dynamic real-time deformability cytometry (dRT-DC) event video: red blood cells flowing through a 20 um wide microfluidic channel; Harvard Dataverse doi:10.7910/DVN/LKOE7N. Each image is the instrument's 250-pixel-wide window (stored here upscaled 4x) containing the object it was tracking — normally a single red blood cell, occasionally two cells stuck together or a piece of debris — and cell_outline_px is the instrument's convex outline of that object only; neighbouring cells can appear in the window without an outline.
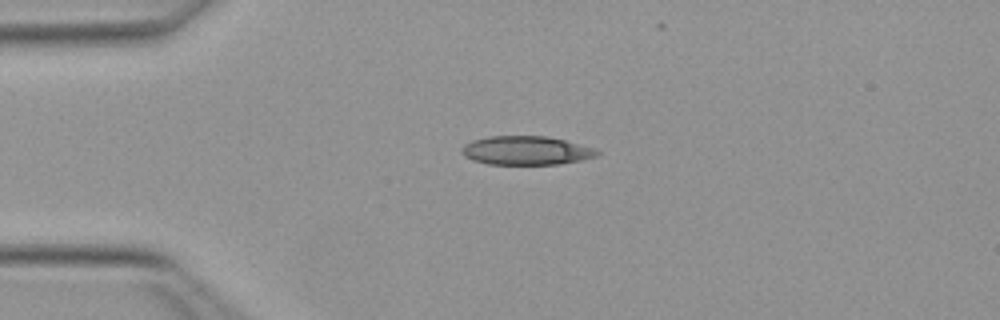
{"species": "Egyptian fruit bat (a non-hibernating species)", "species_latin": "Rousettus aegyptiacus", "temperature_condition": "warm", "stored_images_in_passage": 30, "camera_frame_rate_fps": 3000, "um_per_image_px": 0.085, "animal": {"sex": "female"}, "frame": {"image": 1, "passage_image": 1, "time_ms": 0.0, "image_size_px": [1000, 320], "cell_outline_px": [[600, 152], [596, 156], [584, 160], [560, 164], [488, 164], [472, 160], [464, 156], [460, 152], [460, 148], [464, 144], [472, 140], [488, 136], [548, 136], [596, 148]], "centroid_in_image_um": [44.71, 12.79], "position_along_channel_um": 40.3, "area_um2": 22.95}}
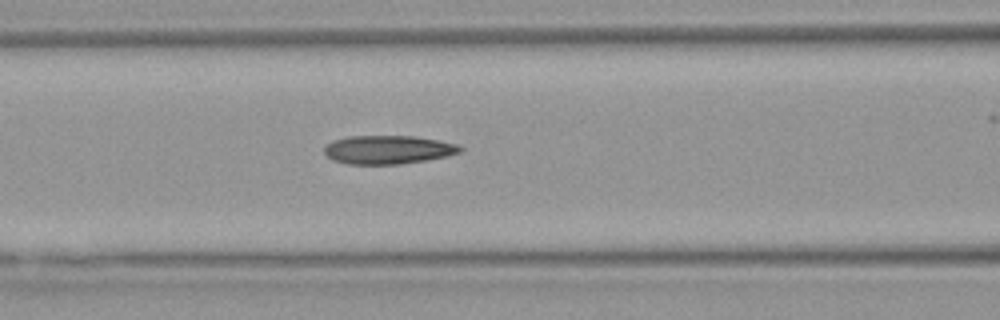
{"frame": {"image": 2, "passage_image": 10, "time_ms": 3.0, "image_size_px": [1000, 320], "cell_outline_px": [[464, 148], [460, 152], [448, 156], [400, 164], [348, 164], [332, 160], [324, 152], [324, 148], [332, 140], [348, 136], [412, 136], [440, 140], [456, 144]], "centroid_in_image_um": [32.98, 12.72], "position_along_channel_um": 133.6, "area_um2": 22.6}}
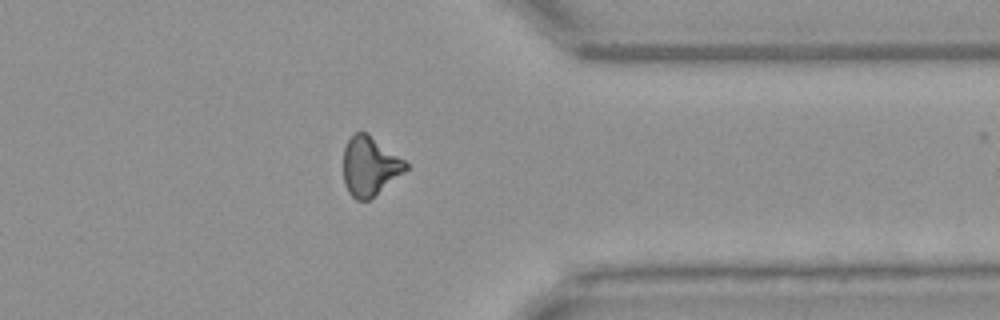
{"frame": {"image": 3, "passage_image": 29, "time_ms": 9.333, "image_size_px": [1000, 320], "cell_outline_px": [[408, 168], [404, 172], [368, 200], [356, 200], [348, 192], [344, 184], [344, 148], [348, 140], [356, 132], [368, 132], [404, 160], [408, 164]], "centroid_in_image_um": [31.42, 14.11], "position_along_channel_um": 380.0, "area_um2": 21.27}}